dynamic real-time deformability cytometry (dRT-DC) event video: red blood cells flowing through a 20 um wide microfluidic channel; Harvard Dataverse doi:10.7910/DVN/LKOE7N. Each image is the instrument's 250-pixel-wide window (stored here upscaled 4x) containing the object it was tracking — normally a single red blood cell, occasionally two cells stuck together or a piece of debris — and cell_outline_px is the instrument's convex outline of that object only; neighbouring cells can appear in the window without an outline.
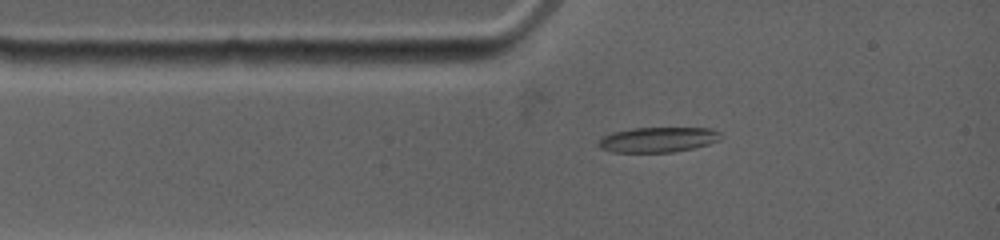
{"species": "common noctule bat (a hibernating species)", "species_latin": "Nyctalus noctula", "temperature_condition": "warm", "stored_images_in_passage": 6, "camera_frame_rate_fps": 4500, "um_per_image_px": 0.085, "animal": {"sex": "female", "body_mass_g": 19.0, "forearm_length_mm": 53.3}, "frame": {"image": 1, "passage_image": 3, "time_ms": 1.111, "image_size_px": [1000, 240], "cell_outline_px": [[724, 136], [720, 140], [708, 144], [692, 148], [672, 152], [612, 152], [600, 148], [596, 144], [604, 136], [612, 132], [632, 128], [712, 128], [720, 132]], "centroid_in_image_um": [55.94, 11.86], "position_along_channel_um": 29.1, "area_um2": 17.98}}
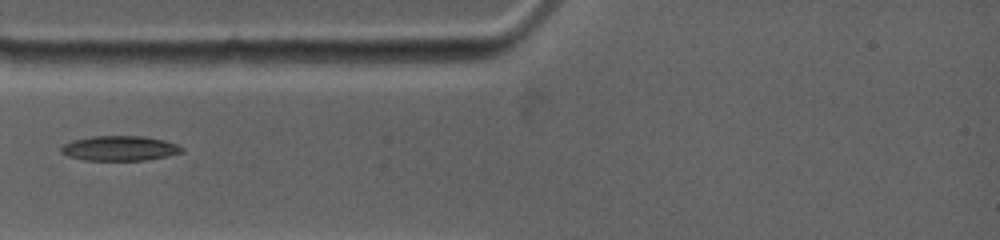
{"frame": {"image": 2, "passage_image": 5, "time_ms": 2.444, "image_size_px": [1000, 240], "cell_outline_px": [[184, 148], [180, 152], [168, 156], [148, 160], [84, 160], [68, 156], [60, 152], [60, 148], [64, 144], [72, 140], [92, 136], [144, 136], [164, 140], [176, 144]], "centroid_in_image_um": [10.15, 12.6], "position_along_channel_um": 74.8, "area_um2": 17.51}}